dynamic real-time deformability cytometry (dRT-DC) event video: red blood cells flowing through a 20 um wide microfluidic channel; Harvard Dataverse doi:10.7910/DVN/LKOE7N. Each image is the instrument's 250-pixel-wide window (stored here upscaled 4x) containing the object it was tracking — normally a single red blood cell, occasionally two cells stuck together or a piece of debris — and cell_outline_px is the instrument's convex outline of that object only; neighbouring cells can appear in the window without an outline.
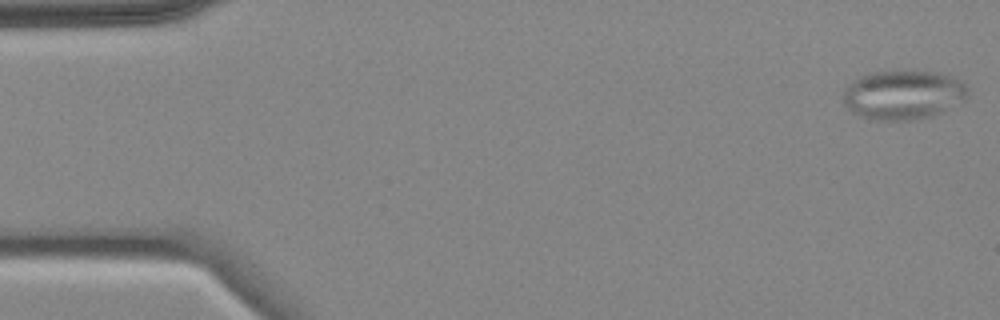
{"species": "common noctule bat (a hibernating species)", "species_latin": "Nyctalus noctula", "temperature_condition": "cold", "stored_images_in_passage": 5, "camera_frame_rate_fps": 3000, "um_per_image_px": 0.085, "animal": {"sex": "female", "body_mass_g": 18.4}, "frame": {"image": 1, "passage_image": 1, "time_ms": 0.0, "image_size_px": [1000, 320], "cell_outline_px": [[968, 96], [964, 100], [944, 112], [932, 116], [912, 120], [868, 120], [852, 112], [844, 104], [844, 88], [848, 84], [860, 76], [876, 72], [940, 72], [952, 76], [960, 80], [968, 88]], "centroid_in_image_um": [76.79, 8.08], "position_along_channel_um": 8.2, "area_um2": 35.84}}